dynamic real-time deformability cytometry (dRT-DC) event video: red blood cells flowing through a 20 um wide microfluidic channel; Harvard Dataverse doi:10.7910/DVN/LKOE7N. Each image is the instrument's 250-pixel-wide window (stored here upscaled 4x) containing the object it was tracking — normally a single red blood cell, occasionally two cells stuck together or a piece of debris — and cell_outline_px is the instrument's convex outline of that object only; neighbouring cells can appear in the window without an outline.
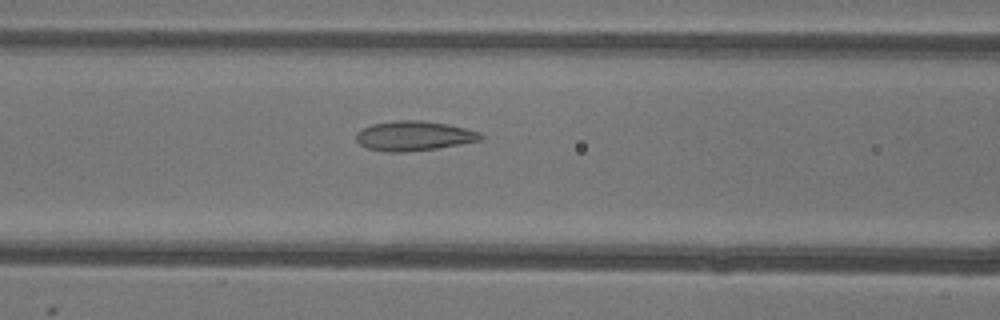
{"species": "common noctule bat (a hibernating species)", "species_latin": "Nyctalus noctula", "temperature_condition": "warm", "stored_images_in_passage": 52, "camera_frame_rate_fps": 3000, "um_per_image_px": 0.085, "animal": {"sex": "female"}, "frame": {"image": 1, "passage_image": 21, "time_ms": 6.667, "image_size_px": [1000, 320], "cell_outline_px": [[484, 136], [480, 140], [460, 144], [436, 148], [404, 152], [384, 152], [368, 148], [360, 144], [356, 140], [356, 132], [372, 124], [396, 120], [420, 120], [448, 124], [480, 132]], "centroid_in_image_um": [35.16, 11.55], "position_along_channel_um": 131.4, "area_um2": 21.44}}
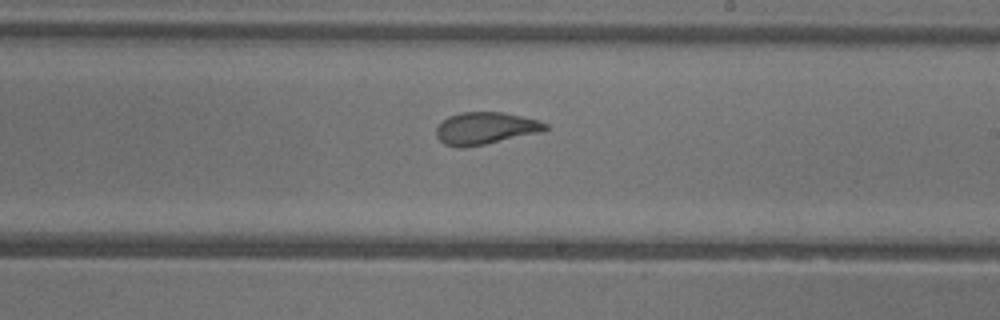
{"frame": {"image": 2, "passage_image": 30, "time_ms": 9.667, "image_size_px": [1000, 320], "cell_outline_px": [[548, 128], [544, 132], [464, 148], [460, 148], [444, 144], [436, 136], [436, 128], [448, 116], [460, 112], [504, 112], [524, 116], [548, 124]], "centroid_in_image_um": [41.28, 10.9], "position_along_channel_um": 247.7, "area_um2": 20.58}}
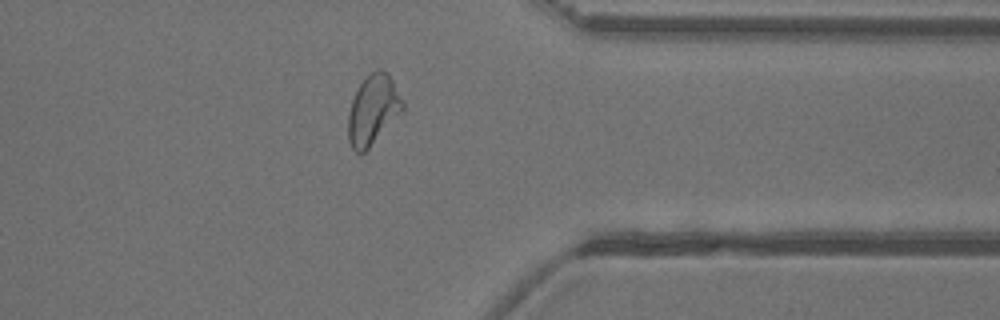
{"frame": {"image": 3, "passage_image": 41, "time_ms": 13.333, "image_size_px": [1000, 320], "cell_outline_px": [[404, 108], [368, 148], [364, 152], [356, 152], [352, 148], [348, 140], [348, 112], [352, 100], [364, 76], [376, 68], [380, 68], [388, 72], [404, 104]], "centroid_in_image_um": [31.67, 9.28], "position_along_channel_um": 379.7, "area_um2": 21.79}, "authors_computed_cell_mechanics": {"area_um2": 22.253, "velocity_mm_per_s": 3.8814, "shape_relaxation_time_tau1_ms": 6.6175, "shape_relaxation_time_tau2_ms": 1.274, "deformation_change_tau1": 0.1961, "deformation_change_tau2": 0.0723}}